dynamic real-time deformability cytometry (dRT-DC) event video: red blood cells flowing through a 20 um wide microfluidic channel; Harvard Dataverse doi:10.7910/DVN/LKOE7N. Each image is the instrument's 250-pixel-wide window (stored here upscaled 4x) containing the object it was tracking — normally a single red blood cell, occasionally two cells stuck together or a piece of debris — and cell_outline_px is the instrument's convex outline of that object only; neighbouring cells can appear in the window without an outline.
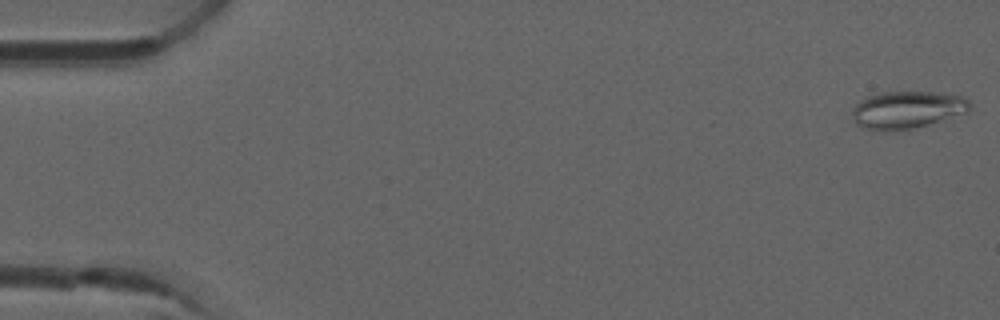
{"species": "common noctule bat (a hibernating species)", "species_latin": "Nyctalus noctula", "temperature_condition": "room temperature", "stored_images_in_passage": 52, "camera_frame_rate_fps": 3000, "um_per_image_px": 0.085, "animal": {"sex": "male", "forearm_length_mm": 52.5}, "frame": {"image": 1, "passage_image": 1, "time_ms": 0.0, "image_size_px": [1000, 320], "cell_outline_px": [[972, 108], [968, 112], [928, 124], [912, 128], [884, 132], [876, 132], [860, 128], [856, 124], [852, 112], [852, 108], [860, 100], [868, 96], [884, 92], [940, 92], [964, 96], [972, 104]], "centroid_in_image_um": [77.1, 9.34], "position_along_channel_um": 7.9, "area_um2": 26.01}}
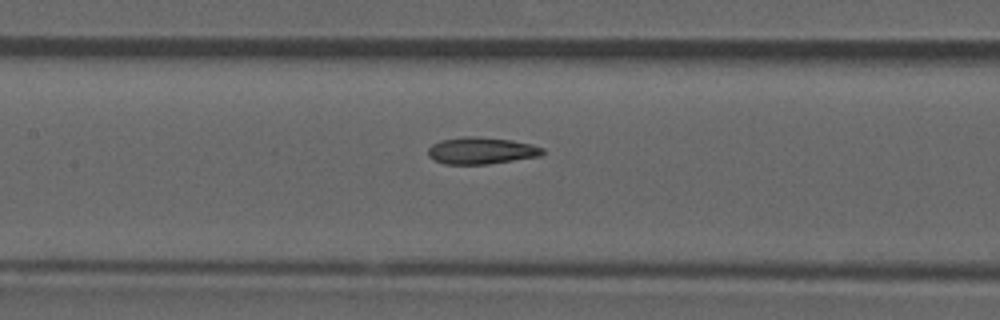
{"frame": {"image": 2, "passage_image": 24, "time_ms": 7.667, "image_size_px": [1000, 320], "cell_outline_px": [[544, 152], [540, 156], [488, 164], [444, 164], [428, 156], [428, 148], [432, 144], [440, 140], [460, 136], [476, 136], [512, 140], [532, 144], [544, 148]], "centroid_in_image_um": [40.9, 12.79], "position_along_channel_um": 166.5, "area_um2": 18.03}}
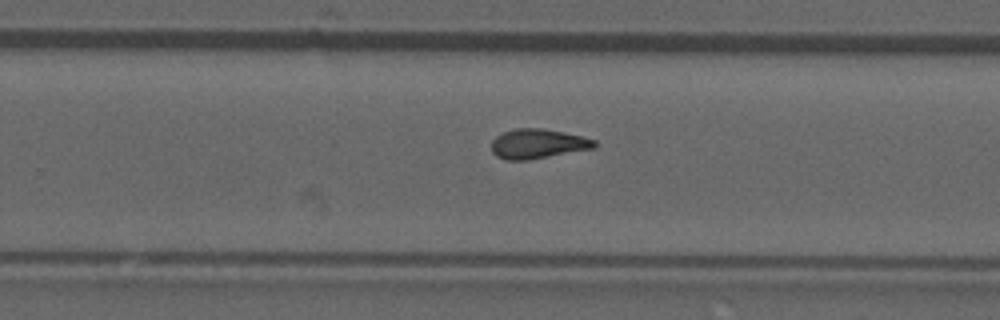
{"frame": {"image": 3, "passage_image": 33, "time_ms": 10.667, "image_size_px": [1000, 320], "cell_outline_px": [[600, 144], [596, 148], [528, 160], [504, 160], [496, 156], [492, 152], [492, 140], [496, 136], [504, 132], [516, 128], [544, 128], [564, 132], [596, 140]], "centroid_in_image_um": [45.74, 12.22], "position_along_channel_um": 284.1, "area_um2": 17.98}, "authors_computed_cell_mechanics": {"area_um2": 17.918, "velocity_mm_per_s": 3.9401, "shape_relaxation_time_tau1_ms": null, "shape_relaxation_time_tau2_ms": 2.7286, "deformation_change_tau1": null, "deformation_change_tau2": 0.1112}}